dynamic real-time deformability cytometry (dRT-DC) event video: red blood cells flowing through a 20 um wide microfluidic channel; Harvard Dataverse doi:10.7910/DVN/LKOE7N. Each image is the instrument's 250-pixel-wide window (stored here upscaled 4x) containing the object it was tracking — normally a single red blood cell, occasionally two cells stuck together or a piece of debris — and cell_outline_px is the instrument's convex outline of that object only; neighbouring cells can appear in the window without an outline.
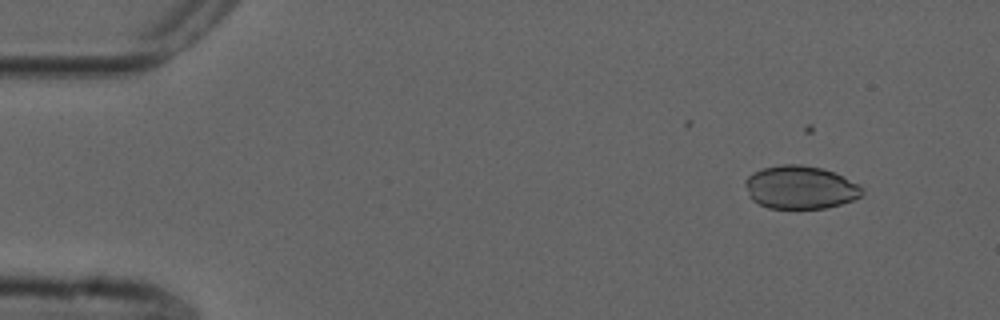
{"species": "common noctule bat (a hibernating species)", "species_latin": "Nyctalus noctula", "temperature_condition": "cold", "stored_images_in_passage": 45, "camera_frame_rate_fps": 3000, "um_per_image_px": 0.085, "animal": {"sex": "male", "forearm_length_mm": 52.5}, "frame": {"image": 1, "passage_image": 2, "time_ms": 0.333, "image_size_px": [1000, 320], "cell_outline_px": [[864, 192], [860, 196], [852, 200], [840, 204], [824, 208], [768, 208], [752, 200], [744, 184], [744, 180], [752, 172], [764, 168], [784, 164], [800, 164], [820, 168], [832, 172], [864, 188]], "centroid_in_image_um": [67.98, 15.93], "position_along_channel_um": 17.0, "area_um2": 29.02}}
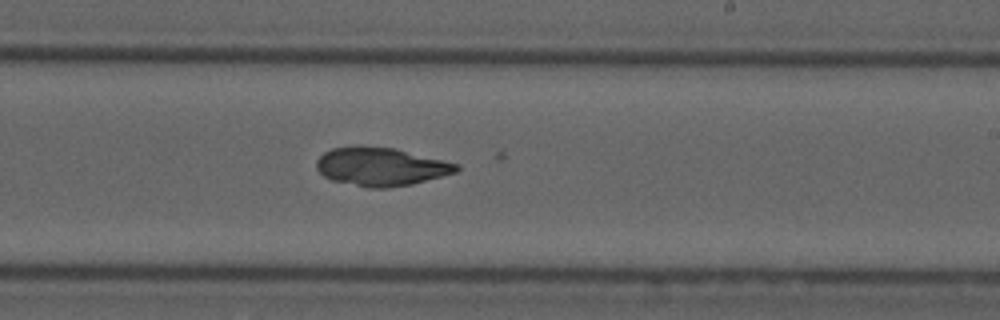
{"frame": {"image": 2, "passage_image": 29, "time_ms": 9.333, "image_size_px": [1000, 320], "cell_outline_px": [[460, 168], [456, 172], [412, 184], [388, 188], [368, 188], [332, 180], [324, 176], [316, 168], [316, 160], [324, 152], [332, 148], [360, 144], [392, 148], [460, 164]], "centroid_in_image_um": [32.34, 14.15], "position_along_channel_um": 256.7, "area_um2": 31.39}}